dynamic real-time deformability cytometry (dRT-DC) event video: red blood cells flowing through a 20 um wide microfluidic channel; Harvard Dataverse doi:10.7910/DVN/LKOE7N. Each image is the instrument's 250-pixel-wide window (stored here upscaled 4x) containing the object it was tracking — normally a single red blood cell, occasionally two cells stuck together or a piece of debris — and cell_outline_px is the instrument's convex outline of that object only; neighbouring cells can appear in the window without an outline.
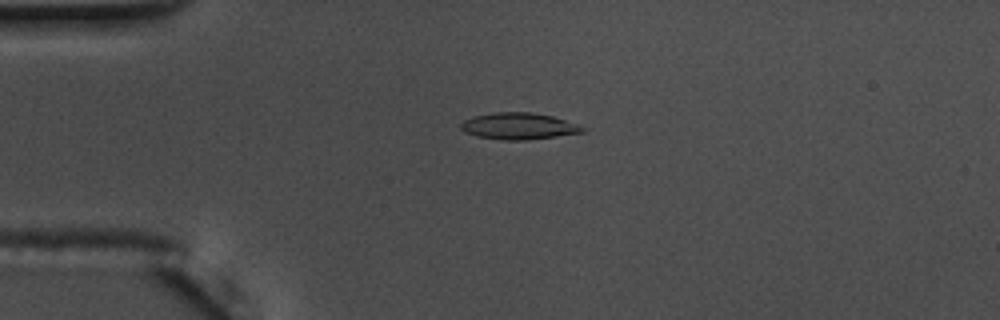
{"species": "common noctule bat (a hibernating species)", "species_latin": "Nyctalus noctula", "temperature_condition": "warm", "stored_images_in_passage": 56, "camera_frame_rate_fps": 3000, "um_per_image_px": 0.085, "animal": {"sex": "male", "body_mass_g": 17.5, "forearm_length_mm": 52.3}, "frame": {"image": 1, "passage_image": 14, "time_ms": 4.333, "image_size_px": [1000, 320], "cell_outline_px": [[584, 132], [556, 136], [524, 140], [504, 140], [476, 136], [464, 132], [460, 128], [460, 124], [464, 120], [476, 116], [496, 112], [532, 112], [552, 116], [580, 124], [584, 128]], "centroid_in_image_um": [44.09, 10.72], "position_along_channel_um": 40.9, "area_um2": 18.79}}
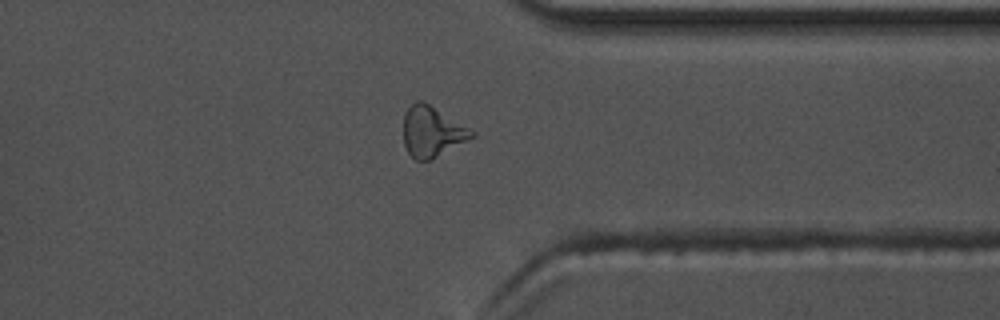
{"frame": {"image": 2, "passage_image": 44, "time_ms": 14.333, "image_size_px": [1000, 320], "cell_outline_px": [[476, 136], [432, 160], [416, 160], [408, 152], [404, 144], [404, 112], [416, 100], [424, 100], [476, 132]], "centroid_in_image_um": [36.74, 11.18], "position_along_channel_um": 374.7, "area_um2": 20.29}}
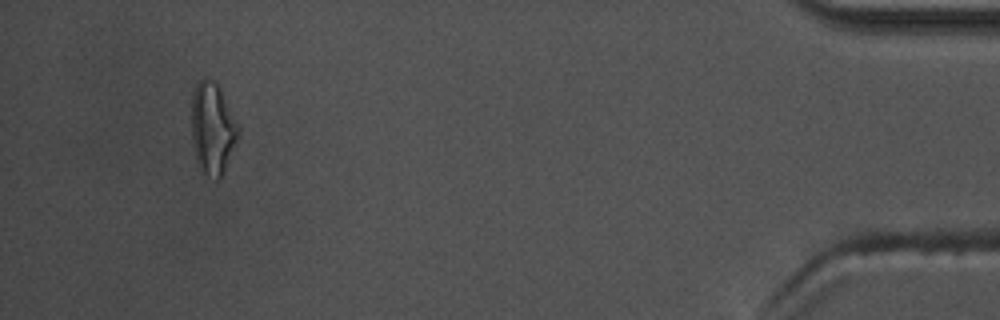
{"frame": {"image": 3, "passage_image": 53, "time_ms": 17.333, "image_size_px": [1000, 320], "cell_outline_px": [[240, 128], [224, 176], [220, 180], [216, 180], [200, 172], [196, 160], [192, 140], [192, 92], [196, 84], [204, 76], [212, 80], [220, 88]], "centroid_in_image_um": [18.06, 10.96], "position_along_channel_um": 417.1, "area_um2": 25.26}, "authors_computed_cell_mechanics": {"area_um2": 18.8428, "velocity_mm_per_s": 3.6467, "shape_relaxation_time_tau1_ms": 7.084, "shape_relaxation_time_tau2_ms": 3.7559, "deformation_change_tau1": 0.222, "deformation_change_tau2": 0.1217}}